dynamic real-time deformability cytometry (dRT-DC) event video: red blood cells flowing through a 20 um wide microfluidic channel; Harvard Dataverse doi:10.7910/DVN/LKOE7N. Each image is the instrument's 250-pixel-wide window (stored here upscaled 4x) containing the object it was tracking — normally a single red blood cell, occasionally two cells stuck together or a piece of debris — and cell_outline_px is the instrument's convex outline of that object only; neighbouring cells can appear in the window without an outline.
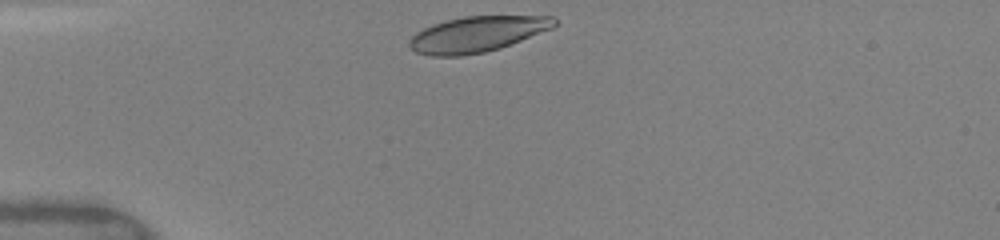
{"species": "human", "species_latin": "Homo sapiens", "temperature_condition": "warm", "stored_images_in_passage": 38, "camera_frame_rate_fps": 3000, "um_per_image_px": 0.085, "donor": {"sex": "female"}, "frame": {"image": 1, "passage_image": 1, "time_ms": 0.0, "image_size_px": [1000, 240], "cell_outline_px": [[560, 24], [552, 28], [500, 48], [484, 52], [460, 56], [432, 56], [416, 52], [408, 44], [408, 40], [416, 32], [432, 24], [464, 16], [552, 16]], "centroid_in_image_um": [40.55, 2.9], "position_along_channel_um": 44.4, "area_um2": 30.0}}
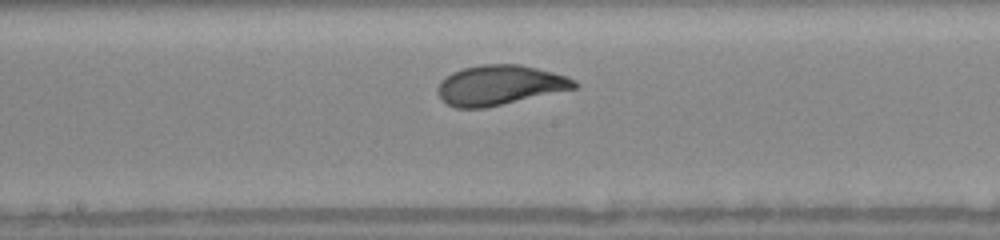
{"frame": {"image": 2, "passage_image": 19, "time_ms": 4.667, "image_size_px": [1000, 240], "cell_outline_px": [[580, 84], [576, 88], [484, 108], [456, 108], [440, 100], [436, 92], [436, 88], [440, 80], [452, 72], [464, 68], [480, 64], [520, 64], [568, 76]], "centroid_in_image_um": [42.43, 7.23], "position_along_channel_um": 205.8, "area_um2": 31.85}}
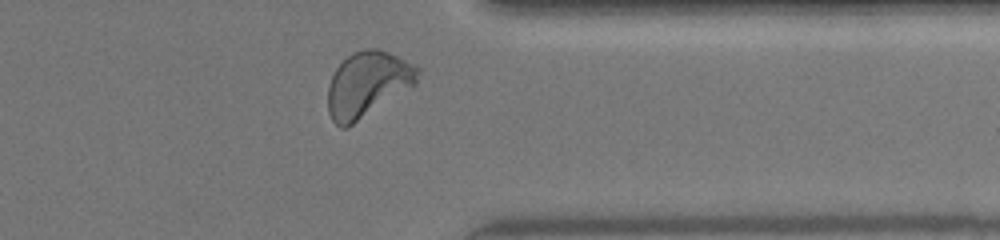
{"frame": {"image": 3, "passage_image": 35, "time_ms": 9.0, "image_size_px": [1000, 240], "cell_outline_px": [[420, 72], [416, 84], [412, 88], [348, 128], [340, 128], [332, 120], [328, 112], [328, 84], [336, 68], [352, 52], [364, 48], [376, 48], [388, 52], [420, 68]], "centroid_in_image_um": [31.25, 7.19], "position_along_channel_um": 380.2, "area_um2": 34.56}, "authors_computed_cell_mechanics": {"area_um2": 31.5299, "velocity_mm_per_s": 4.0855, "shape_relaxation_time_tau1_ms": 3.2171, "shape_relaxation_time_tau2_ms": null, "deformation_change_tau1": 0.1622, "deformation_change_tau2": null}}